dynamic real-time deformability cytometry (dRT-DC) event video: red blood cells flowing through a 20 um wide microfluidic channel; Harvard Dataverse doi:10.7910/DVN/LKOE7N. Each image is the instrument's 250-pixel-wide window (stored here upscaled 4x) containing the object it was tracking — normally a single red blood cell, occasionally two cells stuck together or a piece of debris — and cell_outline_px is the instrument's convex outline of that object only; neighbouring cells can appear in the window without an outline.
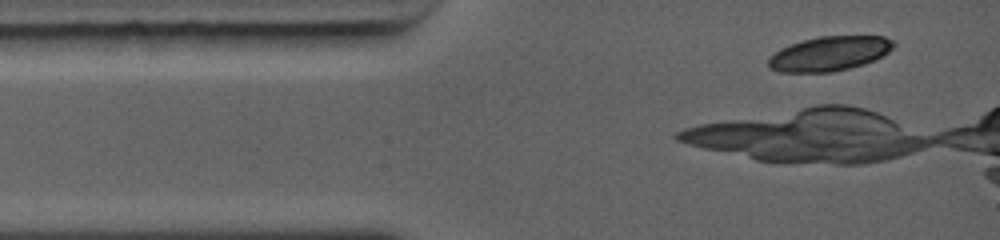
{"species": "common noctule bat (a hibernating species)", "species_latin": "Nyctalus noctula", "temperature_condition": "warm", "stored_images_in_passage": 3, "camera_frame_rate_fps": 5000, "um_per_image_px": 0.085, "animal": {"sex": "female", "body_mass_g": 19.0, "forearm_length_mm": 56.7}, "frame": {"image": 1, "passage_image": 2, "time_ms": 0.4, "image_size_px": [1000, 240], "cell_outline_px": [[896, 44], [888, 52], [864, 64], [832, 72], [780, 72], [768, 68], [768, 56], [780, 48], [804, 40], [820, 36], [884, 36], [892, 40]], "centroid_in_image_um": [70.46, 4.56], "position_along_channel_um": 14.5, "area_um2": 25.09}}